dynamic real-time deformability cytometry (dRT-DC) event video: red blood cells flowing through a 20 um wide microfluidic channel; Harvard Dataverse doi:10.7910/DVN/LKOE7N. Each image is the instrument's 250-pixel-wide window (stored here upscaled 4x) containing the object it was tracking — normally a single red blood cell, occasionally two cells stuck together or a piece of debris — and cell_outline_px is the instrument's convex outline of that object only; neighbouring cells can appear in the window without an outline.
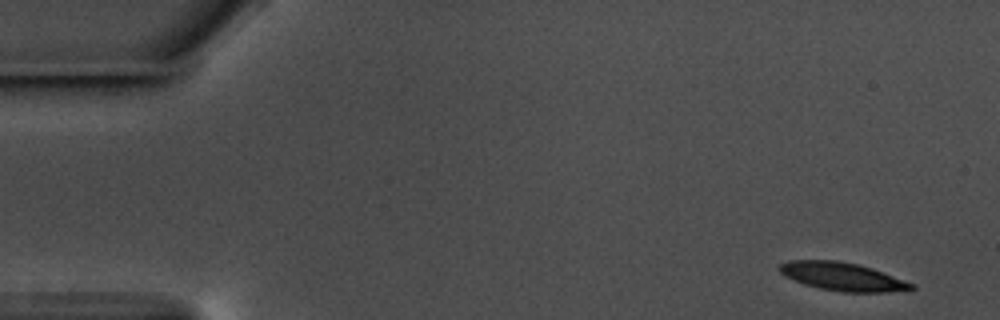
{"species": "common noctule bat (a hibernating species)", "species_latin": "Nyctalus noctula", "temperature_condition": "warm", "stored_images_in_passage": 55, "camera_frame_rate_fps": 3000, "um_per_image_px": 0.085, "animal": {"sex": "male", "body_mass_g": 17.5, "forearm_length_mm": 52.3}, "frame": {"image": 1, "passage_image": 1, "time_ms": 0.0, "image_size_px": [1000, 320], "cell_outline_px": [[916, 288], [884, 292], [840, 292], [820, 288], [804, 284], [780, 272], [776, 268], [780, 264], [788, 260], [836, 260], [860, 264], [872, 268], [916, 284]], "centroid_in_image_um": [71.61, 23.5], "position_along_channel_um": 13.4, "area_um2": 21.62}}
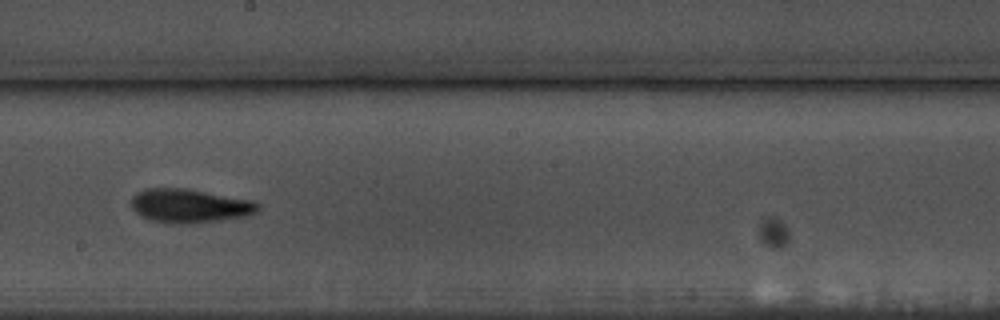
{"frame": {"image": 2, "passage_image": 30, "time_ms": 9.667, "image_size_px": [1000, 320], "cell_outline_px": [[260, 208], [256, 212], [244, 216], [196, 224], [168, 224], [148, 220], [140, 216], [132, 208], [132, 196], [136, 192], [148, 188], [180, 188], [252, 200], [260, 204]], "centroid_in_image_um": [16.07, 17.52], "position_along_channel_um": 232.1, "area_um2": 25.03}}
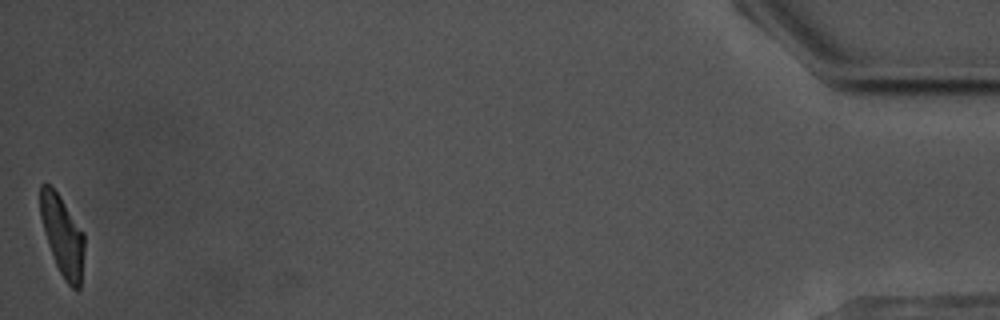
{"frame": {"image": 3, "passage_image": 55, "time_ms": 18.0, "image_size_px": [1000, 320], "cell_outline_px": [[84, 252], [80, 288], [76, 292], [64, 280], [56, 264], [48, 244], [44, 232], [40, 216], [40, 184], [48, 184], [60, 196], [84, 232]], "centroid_in_image_um": [5.32, 20.05], "position_along_channel_um": 429.9, "area_um2": 20.52}, "authors_computed_cell_mechanics": {"area_um2": 22.831, "velocity_mm_per_s": 3.5408, "shape_relaxation_time_tau1_ms": 4.3371, "shape_relaxation_time_tau2_ms": 5.1978, "deformation_change_tau1": 0.1494, "deformation_change_tau2": 0.1482}}